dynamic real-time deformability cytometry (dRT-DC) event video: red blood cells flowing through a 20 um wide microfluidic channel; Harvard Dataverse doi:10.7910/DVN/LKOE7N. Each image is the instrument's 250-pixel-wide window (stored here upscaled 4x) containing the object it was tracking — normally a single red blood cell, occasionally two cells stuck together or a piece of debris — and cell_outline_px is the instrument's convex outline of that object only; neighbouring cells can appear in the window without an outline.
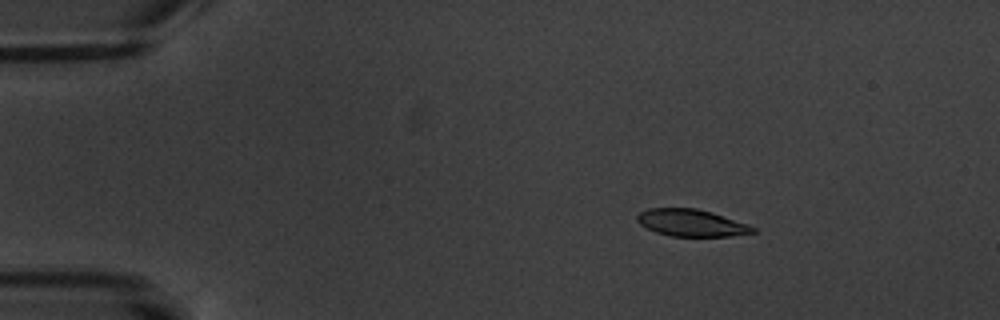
{"species": "common noctule bat (a hibernating species)", "species_latin": "Nyctalus noctula", "temperature_condition": "warm", "stored_images_in_passage": 8, "camera_frame_rate_fps": 3000, "um_per_image_px": 0.085, "animal": {"sex": "male", "body_mass_g": 20.1, "forearm_length_mm": 53.5}, "frame": {"image": 1, "passage_image": 2, "time_ms": 1.0, "image_size_px": [1000, 320], "cell_outline_px": [[756, 232], [728, 236], [672, 236], [656, 232], [640, 224], [636, 220], [636, 216], [640, 212], [648, 208], [696, 208], [712, 212], [748, 224], [756, 228]], "centroid_in_image_um": [58.76, 18.93], "position_along_channel_um": 26.2, "area_um2": 18.15}}
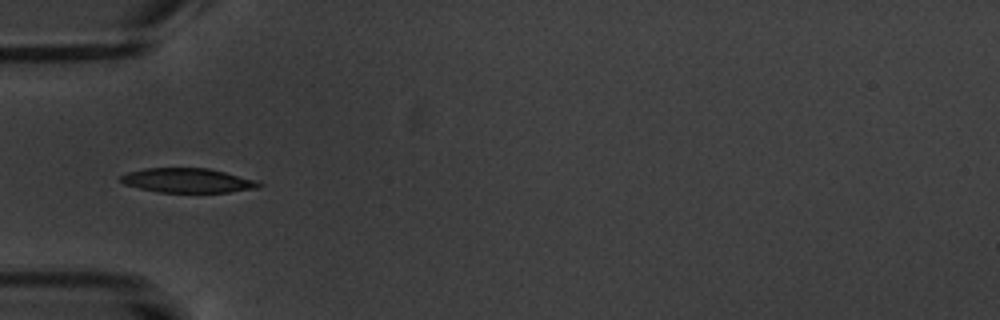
{"frame": {"image": 2, "passage_image": 4, "time_ms": 4.333, "image_size_px": [1000, 320], "cell_outline_px": [[264, 184], [256, 188], [228, 192], [160, 192], [140, 188], [124, 184], [120, 180], [120, 176], [128, 172], [144, 168], [208, 168], [256, 180]], "centroid_in_image_um": [15.94, 15.33], "position_along_channel_um": 69.1, "area_um2": 19.48}}